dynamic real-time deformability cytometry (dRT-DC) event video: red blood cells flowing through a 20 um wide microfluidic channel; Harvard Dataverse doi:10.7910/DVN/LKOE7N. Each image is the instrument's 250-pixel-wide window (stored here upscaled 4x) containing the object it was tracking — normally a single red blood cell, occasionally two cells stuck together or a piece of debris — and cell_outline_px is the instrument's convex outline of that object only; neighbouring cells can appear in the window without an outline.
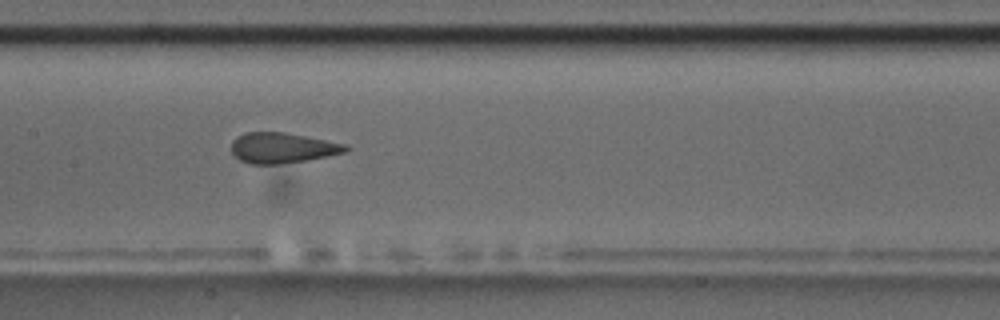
{"species": "common noctule bat (a hibernating species)", "species_latin": "Nyctalus noctula", "temperature_condition": "room temperature", "stored_images_in_passage": 15, "camera_frame_rate_fps": 3000, "um_per_image_px": 0.085, "animal": {"sex": "male", "body_mass_g": 17.5, "forearm_length_mm": 52.3}, "frame": {"image": 1, "passage_image": 9, "time_ms": 9.0, "image_size_px": [1000, 320], "cell_outline_px": [[352, 148], [344, 152], [328, 156], [280, 164], [248, 164], [240, 160], [232, 152], [232, 140], [236, 136], [248, 132], [284, 132], [348, 144]], "centroid_in_image_um": [24.01, 12.56], "position_along_channel_um": 183.4, "area_um2": 20.29}}
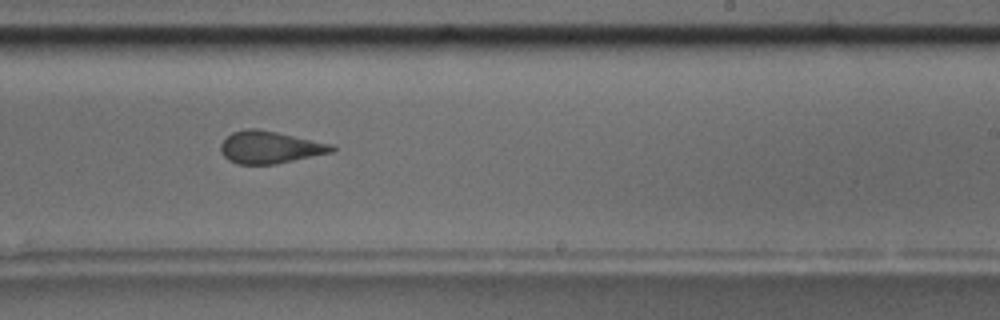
{"frame": {"image": 2, "passage_image": 11, "time_ms": 11.333, "image_size_px": [1000, 320], "cell_outline_px": [[336, 148], [332, 152], [276, 164], [236, 164], [228, 160], [220, 152], [220, 144], [232, 132], [248, 128], [256, 128], [276, 132], [332, 144]], "centroid_in_image_um": [22.91, 12.52], "position_along_channel_um": 266.1, "area_um2": 20.81}}